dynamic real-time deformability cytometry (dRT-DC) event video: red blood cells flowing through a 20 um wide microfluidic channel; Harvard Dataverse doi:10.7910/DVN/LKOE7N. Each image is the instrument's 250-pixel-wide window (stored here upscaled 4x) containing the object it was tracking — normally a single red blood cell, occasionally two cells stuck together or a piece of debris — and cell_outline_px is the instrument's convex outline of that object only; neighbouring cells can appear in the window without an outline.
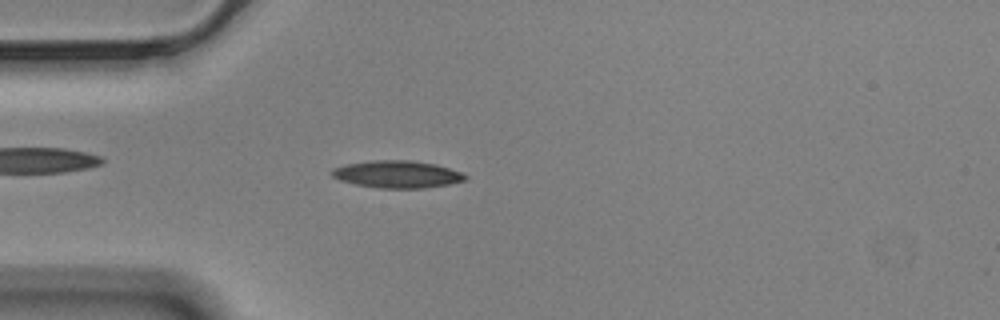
{"species": "Egyptian fruit bat (a non-hibernating species)", "species_latin": "Rousettus aegyptiacus", "temperature_condition": "cold", "stored_images_in_passage": 56, "camera_frame_rate_fps": 3000, "um_per_image_px": 0.085, "animal": {"sex": "male"}, "frame": {"image": 1, "passage_image": 15, "time_ms": 4.667, "image_size_px": [1000, 320], "cell_outline_px": [[468, 180], [448, 184], [424, 188], [376, 188], [356, 184], [340, 180], [332, 176], [332, 168], [344, 164], [372, 160], [412, 160], [436, 164], [460, 172], [468, 176]], "centroid_in_image_um": [33.76, 14.81], "position_along_channel_um": 51.2, "area_um2": 21.27}}
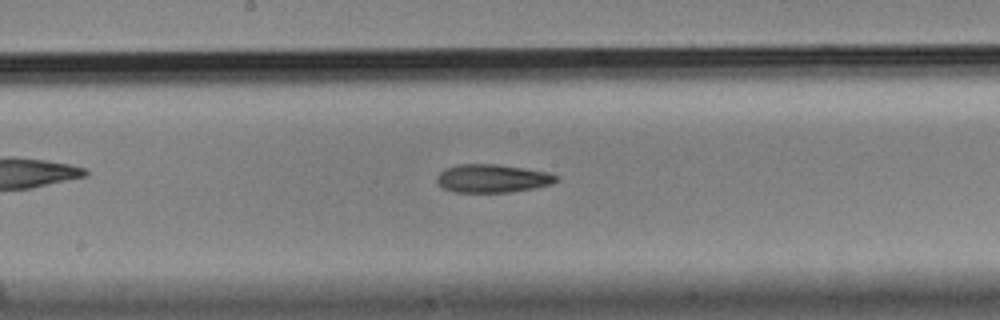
{"frame": {"image": 2, "passage_image": 29, "time_ms": 9.333, "image_size_px": [1000, 320], "cell_outline_px": [[560, 180], [552, 184], [536, 188], [512, 192], [456, 192], [444, 188], [436, 180], [436, 176], [444, 168], [456, 164], [496, 164], [548, 172], [560, 176]], "centroid_in_image_um": [41.89, 15.16], "position_along_channel_um": 206.3, "area_um2": 19.83}}
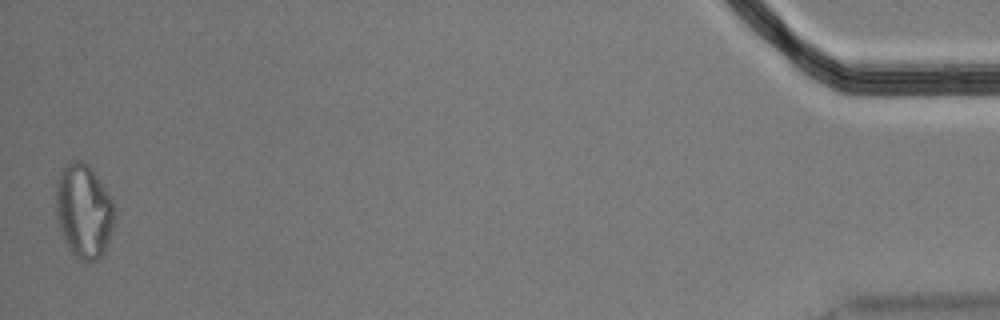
{"frame": {"image": 3, "passage_image": 56, "time_ms": 18.333, "image_size_px": [1000, 320], "cell_outline_px": [[116, 208], [112, 232], [108, 244], [104, 252], [96, 260], [76, 260], [64, 240], [56, 216], [56, 184], [60, 172], [72, 160], [80, 160], [88, 164], [92, 168], [112, 200]], "centroid_in_image_um": [7.13, 17.95], "position_along_channel_um": 428.1, "area_um2": 32.19}}